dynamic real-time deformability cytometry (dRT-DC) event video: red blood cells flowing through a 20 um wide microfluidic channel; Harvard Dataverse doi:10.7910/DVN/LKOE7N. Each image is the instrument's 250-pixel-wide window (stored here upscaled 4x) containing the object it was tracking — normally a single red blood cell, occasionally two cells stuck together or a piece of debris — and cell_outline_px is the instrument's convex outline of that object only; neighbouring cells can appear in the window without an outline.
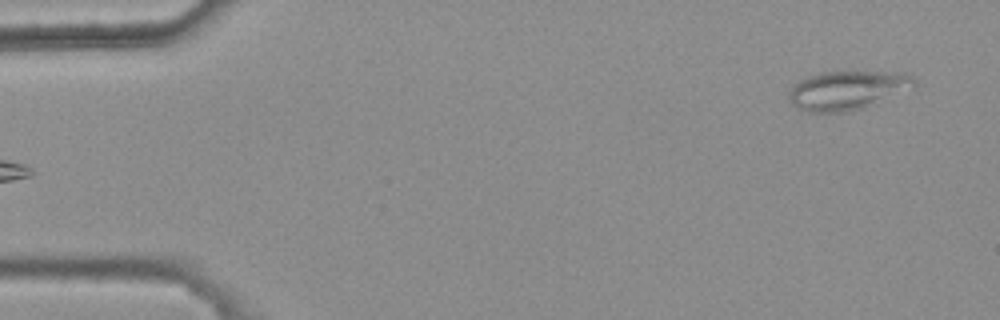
{"species": "common noctule bat (a hibernating species)", "species_latin": "Nyctalus noctula", "temperature_condition": "warm", "stored_images_in_passage": 2, "camera_frame_rate_fps": 3000, "um_per_image_px": 0.085, "animal": {"sex": "female", "body_mass_g": 25.1}, "frame": {"image": 1, "passage_image": 2, "time_ms": 0.333, "image_size_px": [1000, 320], "cell_outline_px": [[916, 84], [864, 108], [848, 112], [808, 112], [792, 104], [788, 100], [788, 92], [800, 80], [808, 76], [820, 72], [908, 72], [916, 80]], "centroid_in_image_um": [71.98, 7.66], "position_along_channel_um": 13.0, "area_um2": 28.03}}